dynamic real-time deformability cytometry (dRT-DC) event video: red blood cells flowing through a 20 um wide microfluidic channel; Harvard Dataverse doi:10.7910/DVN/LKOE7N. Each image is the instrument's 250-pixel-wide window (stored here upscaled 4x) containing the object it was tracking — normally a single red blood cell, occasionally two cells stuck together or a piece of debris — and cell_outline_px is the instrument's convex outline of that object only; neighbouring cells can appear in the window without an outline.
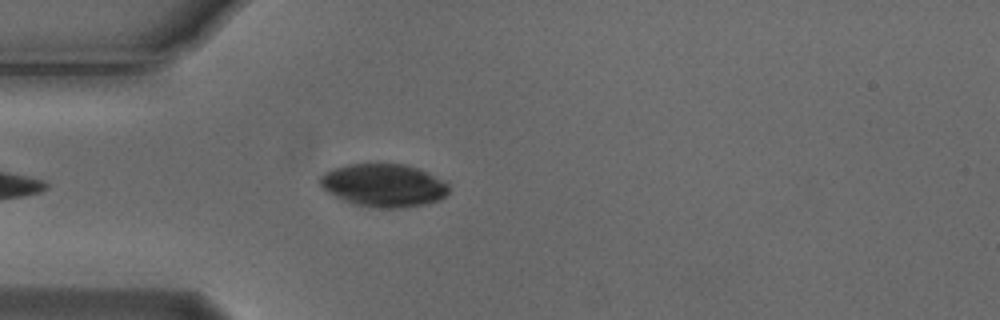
{"species": "Egyptian fruit bat (a non-hibernating species)", "species_latin": "Rousettus aegyptiacus", "temperature_condition": "cold", "stored_images_in_passage": 38, "camera_frame_rate_fps": 3000, "um_per_image_px": 0.085, "animal": {"sex": "male"}, "frame": {"image": 1, "passage_image": 6, "time_ms": 1.667, "image_size_px": [1000, 320], "cell_outline_px": [[448, 192], [440, 200], [424, 204], [404, 208], [376, 208], [352, 204], [328, 192], [320, 184], [320, 176], [324, 172], [332, 168], [348, 164], [404, 164], [420, 168], [444, 180], [448, 184]], "centroid_in_image_um": [32.63, 15.75], "position_along_channel_um": 52.4, "area_um2": 32.43}}
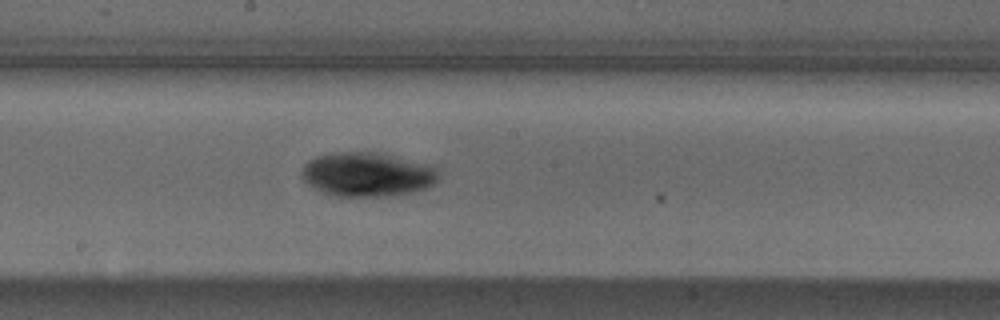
{"frame": {"image": 2, "passage_image": 20, "time_ms": 6.333, "image_size_px": [1000, 320], "cell_outline_px": [[440, 172], [436, 180], [428, 188], [396, 196], [332, 196], [312, 188], [300, 176], [300, 172], [304, 164], [308, 160], [316, 156], [340, 152], [372, 152], [436, 164]], "centroid_in_image_um": [31.24, 14.83], "position_along_channel_um": 217.0, "area_um2": 35.84}}
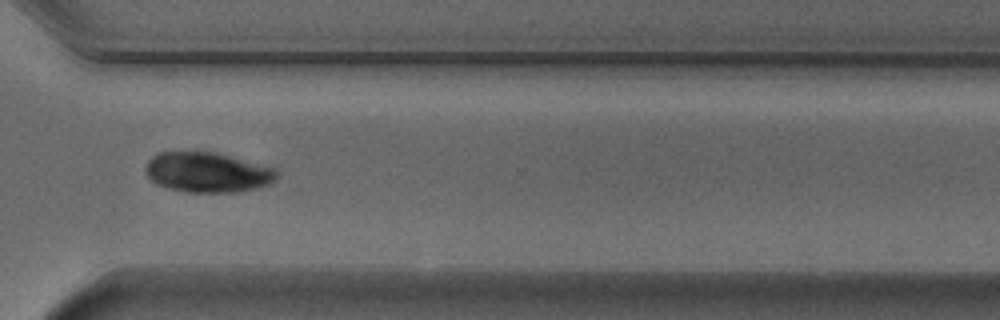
{"frame": {"image": 3, "passage_image": 31, "time_ms": 10.0, "image_size_px": [1000, 320], "cell_outline_px": [[280, 176], [276, 180], [268, 184], [256, 188], [240, 192], [184, 192], [168, 188], [156, 184], [148, 176], [144, 168], [148, 160], [156, 152], [196, 148], [216, 152], [276, 168], [280, 172]], "centroid_in_image_um": [17.62, 14.6], "position_along_channel_um": 353.0, "area_um2": 31.85}}